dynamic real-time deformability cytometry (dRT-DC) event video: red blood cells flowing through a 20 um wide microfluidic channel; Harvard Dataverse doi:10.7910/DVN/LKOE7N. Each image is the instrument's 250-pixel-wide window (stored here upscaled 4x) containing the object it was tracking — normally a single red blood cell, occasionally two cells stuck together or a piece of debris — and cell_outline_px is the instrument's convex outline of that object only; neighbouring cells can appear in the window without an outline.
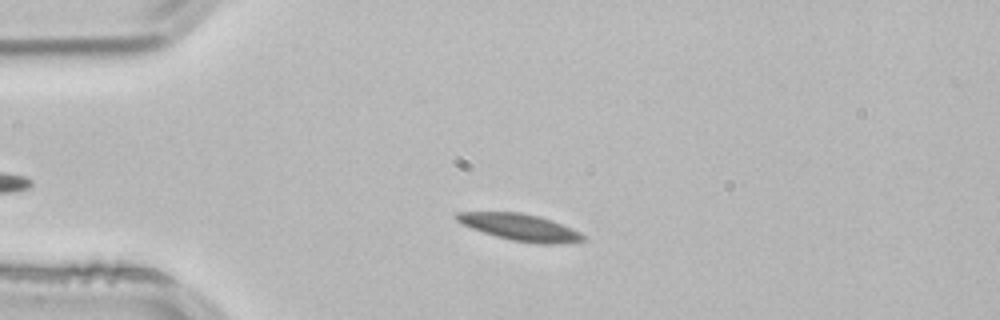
{"species": "common noctule bat (a hibernating species)", "species_latin": "Nyctalus noctula", "temperature_condition": "room temperature", "stored_images_in_passage": 42, "camera_frame_rate_fps": 3000, "um_per_image_px": 0.085, "animal": {"sex": "male", "body_mass_g": 21.5, "forearm_length_mm": 52.0}, "frame": {"image": 1, "passage_image": 1, "time_ms": 0.0, "image_size_px": [1000, 320], "cell_outline_px": [[584, 240], [552, 244], [540, 244], [512, 240], [496, 236], [472, 228], [456, 220], [456, 212], [520, 212], [540, 216], [552, 220], [580, 232], [584, 236]], "centroid_in_image_um": [44.21, 19.3], "position_along_channel_um": 40.8, "area_um2": 19.36}}
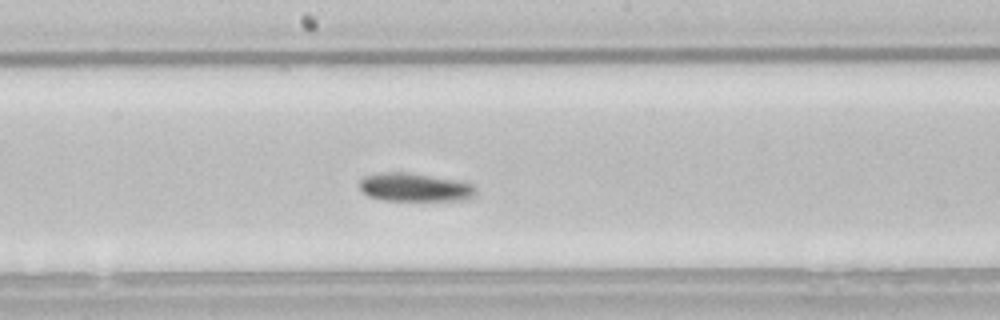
{"frame": {"image": 2, "passage_image": 17, "time_ms": 5.333, "image_size_px": [1000, 320], "cell_outline_px": [[476, 196], [468, 200], [384, 200], [368, 196], [360, 188], [360, 180], [364, 176], [380, 172], [408, 172], [460, 180], [472, 184], [476, 188]], "centroid_in_image_um": [35.31, 15.91], "position_along_channel_um": 212.9, "area_um2": 19.48}}
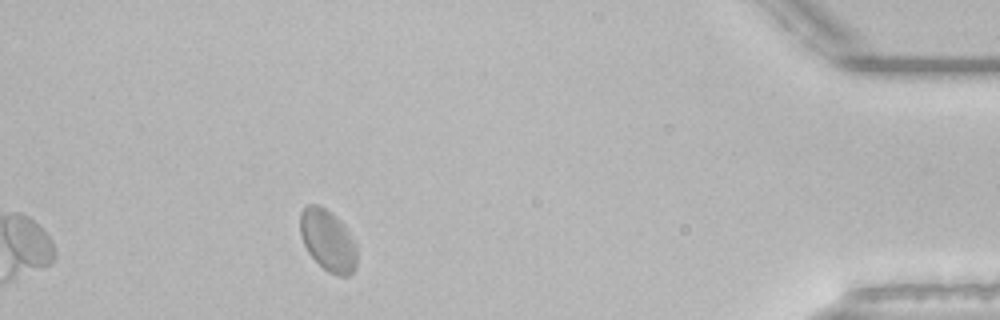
{"frame": {"image": 3, "passage_image": 37, "time_ms": 12.0, "image_size_px": [1000, 320], "cell_outline_px": [[356, 268], [348, 276], [336, 276], [328, 272], [308, 252], [300, 236], [300, 212], [308, 204], [316, 204], [324, 208], [340, 220], [344, 224], [356, 244]], "centroid_in_image_um": [27.87, 20.44], "position_along_channel_um": 407.3, "area_um2": 20.29}, "authors_computed_cell_mechanics": {"area_um2": 19.5364, "velocity_mm_per_s": 3.7507, "shape_relaxation_time_tau1_ms": null, "shape_relaxation_time_tau2_ms": 10.8142, "deformation_change_tau1": null, "deformation_change_tau2": 0.1109}}